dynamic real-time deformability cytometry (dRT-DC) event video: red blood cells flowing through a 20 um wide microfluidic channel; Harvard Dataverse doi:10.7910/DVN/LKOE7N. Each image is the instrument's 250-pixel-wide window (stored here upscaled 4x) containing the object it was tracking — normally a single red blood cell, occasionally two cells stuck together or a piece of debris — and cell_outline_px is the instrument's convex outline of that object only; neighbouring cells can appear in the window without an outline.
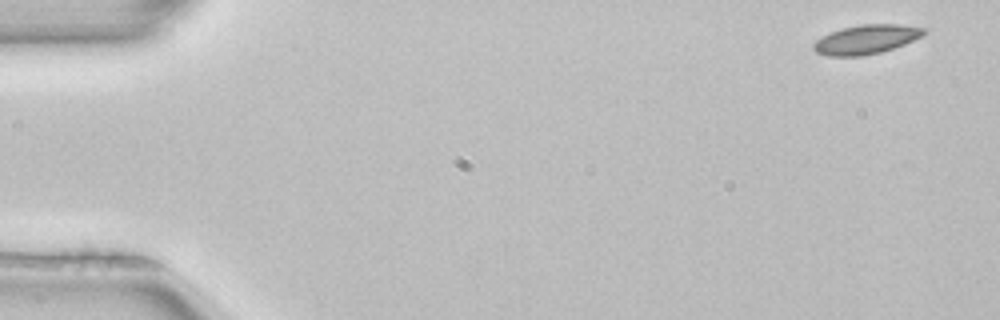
{"species": "common noctule bat (a hibernating species)", "species_latin": "Nyctalus noctula", "temperature_condition": "room temperature", "stored_images_in_passage": 8, "camera_frame_rate_fps": 3000, "um_per_image_px": 0.085, "animal": {"sex": "female", "body_mass_g": 22.7, "forearm_length_mm": 54.2}, "frame": {"image": 1, "passage_image": 1, "time_ms": 0.0, "image_size_px": [1000, 320], "cell_outline_px": [[928, 32], [924, 36], [904, 44], [880, 52], [860, 56], [828, 56], [816, 52], [812, 48], [812, 44], [816, 40], [832, 32], [844, 28], [860, 24], [900, 24], [928, 28]], "centroid_in_image_um": [73.68, 3.34], "position_along_channel_um": 11.3, "area_um2": 18.79}}